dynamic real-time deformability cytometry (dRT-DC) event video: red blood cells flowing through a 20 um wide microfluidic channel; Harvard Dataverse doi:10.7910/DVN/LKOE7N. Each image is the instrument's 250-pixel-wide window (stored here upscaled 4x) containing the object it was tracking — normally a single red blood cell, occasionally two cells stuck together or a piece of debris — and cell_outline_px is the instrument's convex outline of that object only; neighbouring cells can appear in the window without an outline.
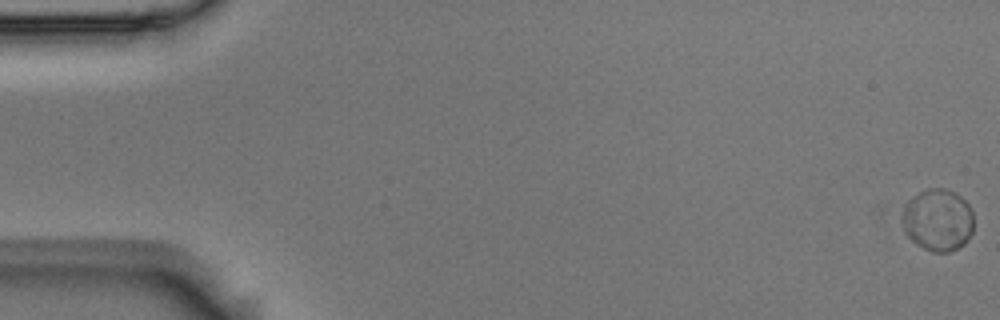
{"species": "Egyptian fruit bat (a non-hibernating species)", "species_latin": "Rousettus aegyptiacus", "temperature_condition": "room temperature", "stored_images_in_passage": 12, "camera_frame_rate_fps": 3000, "um_per_image_px": 0.085, "animal": {"sex": "male"}, "frame": {"image": 1, "passage_image": 1, "time_ms": 0.0, "image_size_px": [1000, 320], "cell_outline_px": [[972, 232], [968, 240], [964, 244], [948, 252], [932, 252], [916, 244], [904, 232], [904, 212], [908, 204], [920, 192], [928, 188], [944, 188], [956, 192], [968, 204], [972, 212]], "centroid_in_image_um": [79.76, 18.71], "position_along_channel_um": 5.2, "area_um2": 25.37}}